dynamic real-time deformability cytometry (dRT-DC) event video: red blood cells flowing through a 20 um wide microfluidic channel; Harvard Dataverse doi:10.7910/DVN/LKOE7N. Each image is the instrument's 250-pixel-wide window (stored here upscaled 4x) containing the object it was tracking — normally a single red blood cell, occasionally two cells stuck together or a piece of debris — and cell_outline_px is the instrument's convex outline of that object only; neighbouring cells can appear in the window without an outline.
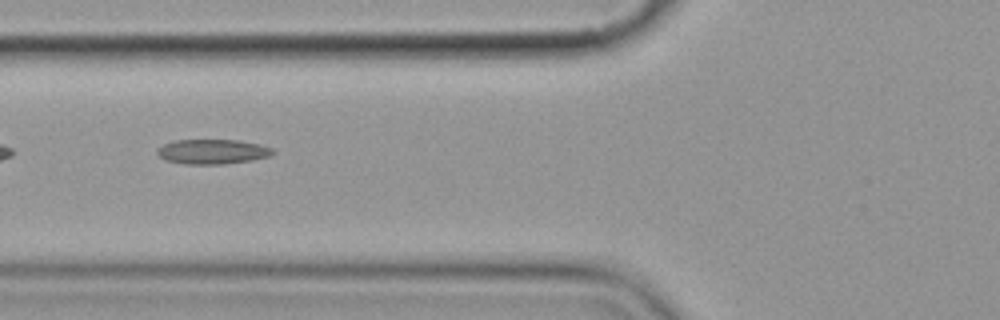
{"species": "common noctule bat (a hibernating species)", "species_latin": "Nyctalus noctula", "temperature_condition": "cold", "stored_images_in_passage": 10, "camera_frame_rate_fps": 3000, "um_per_image_px": 0.085, "animal": {"sex": "female", "body_mass_g": 19.9}, "frame": {"image": 1, "passage_image": 6, "time_ms": 5.667, "image_size_px": [1000, 320], "cell_outline_px": [[276, 152], [272, 156], [252, 160], [224, 164], [184, 164], [164, 160], [156, 152], [156, 148], [164, 144], [176, 140], [240, 140], [260, 144], [272, 148]], "centroid_in_image_um": [18.08, 12.89], "position_along_channel_um": 107.7, "area_um2": 16.88}}
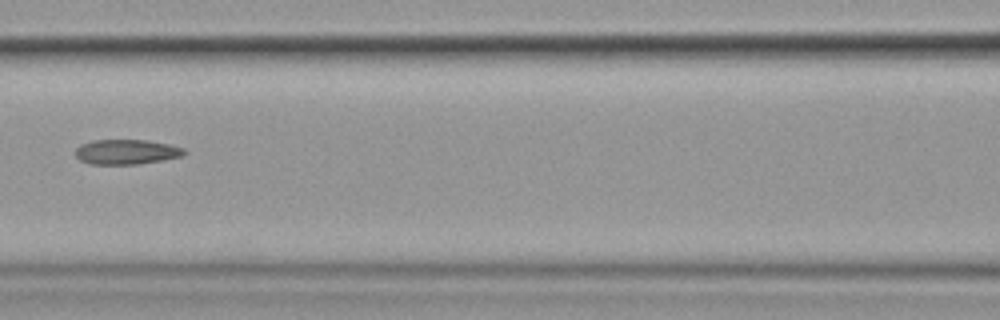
{"frame": {"image": 2, "passage_image": 7, "time_ms": 7.0, "image_size_px": [1000, 320], "cell_outline_px": [[188, 152], [180, 156], [160, 160], [136, 164], [88, 164], [80, 160], [76, 156], [76, 148], [80, 144], [92, 140], [148, 140], [168, 144], [184, 148]], "centroid_in_image_um": [10.71, 12.9], "position_along_channel_um": 155.9, "area_um2": 15.72}}
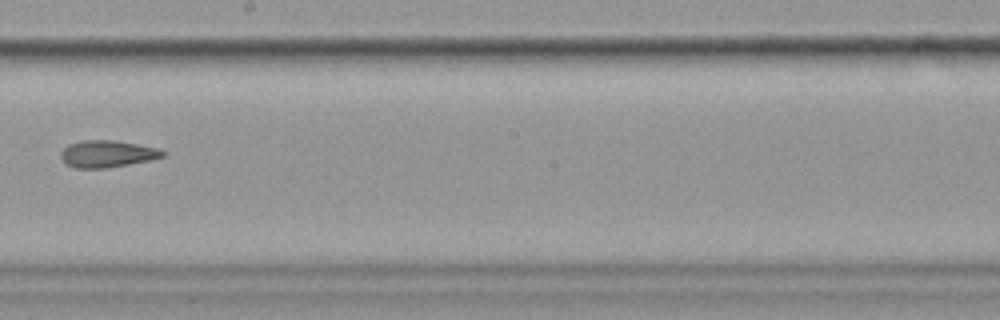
{"frame": {"image": 3, "passage_image": 9, "time_ms": 9.333, "image_size_px": [1000, 320], "cell_outline_px": [[164, 156], [148, 160], [108, 168], [76, 168], [64, 164], [60, 156], [60, 152], [68, 144], [84, 140], [116, 140], [156, 148], [164, 152]], "centroid_in_image_um": [9.04, 13.08], "position_along_channel_um": 239.2, "area_um2": 15.9}}